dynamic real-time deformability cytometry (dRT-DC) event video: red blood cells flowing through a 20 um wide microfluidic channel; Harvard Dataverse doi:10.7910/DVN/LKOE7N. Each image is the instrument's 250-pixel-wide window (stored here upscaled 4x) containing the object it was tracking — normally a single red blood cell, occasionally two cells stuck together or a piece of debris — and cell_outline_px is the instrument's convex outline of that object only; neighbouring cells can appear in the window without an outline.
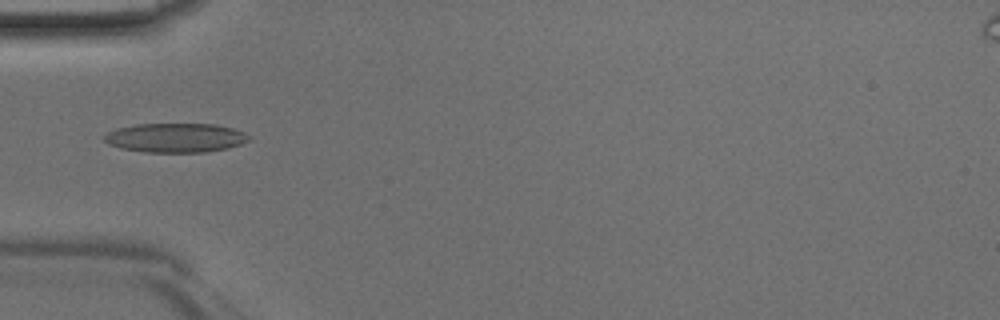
{"species": "Egyptian fruit bat (a non-hibernating species)", "species_latin": "Rousettus aegyptiacus", "temperature_condition": "room temperature", "stored_images_in_passage": 30, "camera_frame_rate_fps": 3000, "um_per_image_px": 0.085, "animal": {"sex": "male"}, "frame": {"image": 1, "passage_image": 1, "time_ms": 0.0, "image_size_px": [1000, 320], "cell_outline_px": [[252, 140], [228, 148], [204, 152], [144, 152], [120, 148], [108, 144], [104, 140], [104, 136], [108, 132], [116, 128], [136, 124], [216, 124], [232, 128], [244, 132], [252, 136]], "centroid_in_image_um": [14.94, 11.71], "position_along_channel_um": 70.1, "area_um2": 24.8}}
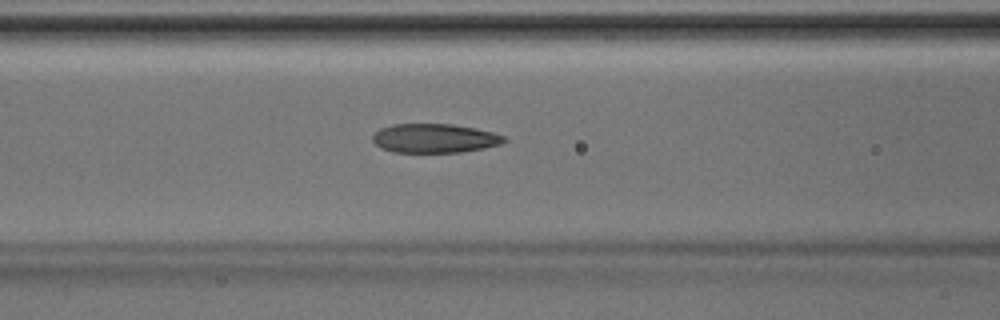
{"frame": {"image": 2, "passage_image": 5, "time_ms": 1.333, "image_size_px": [1000, 320], "cell_outline_px": [[508, 140], [500, 144], [484, 148], [460, 152], [392, 152], [380, 148], [372, 140], [372, 136], [380, 128], [392, 124], [452, 124], [476, 128], [492, 132], [504, 136]], "centroid_in_image_um": [36.92, 11.75], "position_along_channel_um": 129.7, "area_um2": 22.31}}
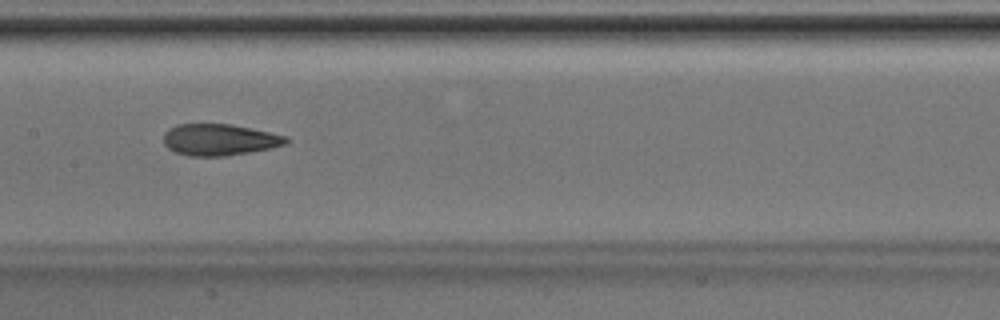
{"frame": {"image": 3, "passage_image": 9, "time_ms": 2.667, "image_size_px": [1000, 320], "cell_outline_px": [[288, 140], [284, 144], [272, 148], [224, 156], [188, 156], [176, 152], [168, 148], [164, 144], [164, 132], [168, 128], [176, 124], [232, 124], [288, 136]], "centroid_in_image_um": [18.62, 11.87], "position_along_channel_um": 188.8, "area_um2": 22.48}}